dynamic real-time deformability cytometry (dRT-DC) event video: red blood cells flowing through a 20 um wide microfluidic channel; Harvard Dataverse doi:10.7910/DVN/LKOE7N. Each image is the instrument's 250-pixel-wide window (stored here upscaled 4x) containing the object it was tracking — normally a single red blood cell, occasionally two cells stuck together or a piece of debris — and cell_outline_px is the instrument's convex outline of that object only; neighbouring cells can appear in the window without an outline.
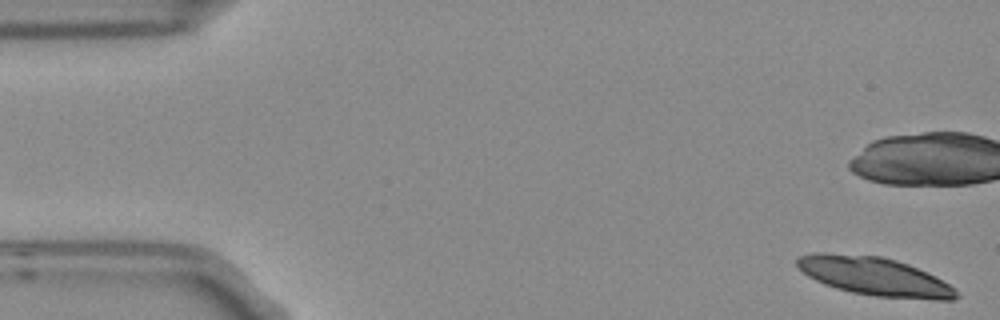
{"species": "Egyptian fruit bat (a non-hibernating species)", "species_latin": "Rousettus aegyptiacus", "temperature_condition": "room temperature", "stored_images_in_passage": 5, "camera_frame_rate_fps": 3000, "um_per_image_px": 0.085, "frame": {"image": 1, "passage_image": 1, "time_ms": 0.0, "image_size_px": [1000, 320], "cell_outline_px": [[960, 296], [952, 300], [936, 300], [872, 296], [852, 292], [836, 288], [824, 284], [808, 276], [796, 264], [796, 260], [800, 256], [812, 252], [824, 252], [880, 256], [896, 260], [908, 264], [948, 284]], "centroid_in_image_um": [74.28, 23.49], "position_along_channel_um": 10.7, "area_um2": 35.32}}